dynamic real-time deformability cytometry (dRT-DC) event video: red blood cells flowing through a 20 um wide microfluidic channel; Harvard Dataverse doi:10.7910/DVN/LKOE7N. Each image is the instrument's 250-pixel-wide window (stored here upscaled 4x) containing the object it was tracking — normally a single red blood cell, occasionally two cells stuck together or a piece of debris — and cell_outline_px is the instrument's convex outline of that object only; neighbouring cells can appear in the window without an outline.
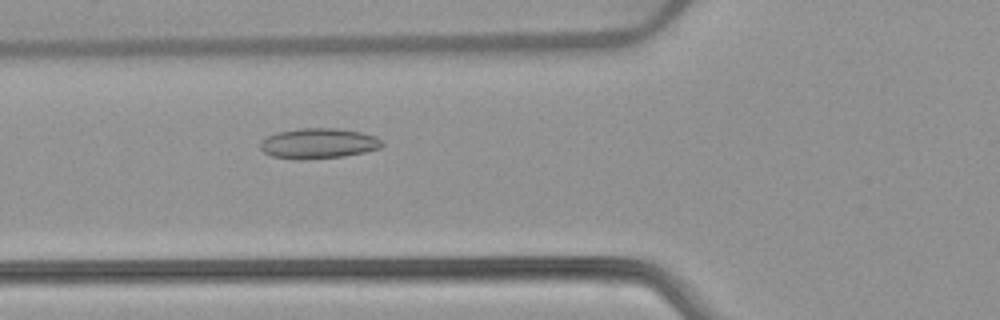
{"species": "common noctule bat (a hibernating species)", "species_latin": "Nyctalus noctula", "temperature_condition": "warm", "stored_images_in_passage": 53, "camera_frame_rate_fps": 3000, "um_per_image_px": 0.085, "animal": {"sex": "female", "body_mass_g": 22.7, "forearm_length_mm": 54.2}, "frame": {"image": 1, "passage_image": 20, "time_ms": 6.333, "image_size_px": [1000, 320], "cell_outline_px": [[384, 144], [380, 148], [364, 152], [344, 156], [304, 160], [296, 160], [272, 156], [264, 152], [260, 148], [260, 140], [276, 132], [300, 128], [340, 128], [360, 132], [376, 136], [384, 140]], "centroid_in_image_um": [27.07, 12.19], "position_along_channel_um": 98.7, "area_um2": 21.85}}
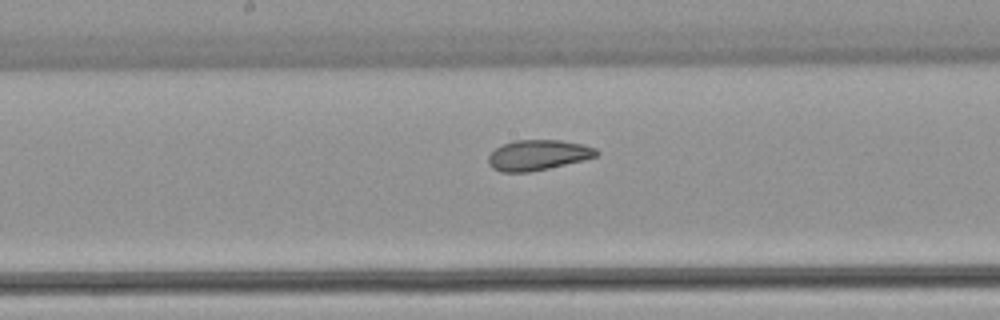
{"frame": {"image": 2, "passage_image": 28, "time_ms": 9.0, "image_size_px": [1000, 320], "cell_outline_px": [[600, 152], [596, 156], [584, 160], [548, 168], [528, 172], [500, 172], [492, 168], [488, 164], [488, 156], [496, 148], [504, 144], [516, 140], [560, 140], [584, 144], [596, 148]], "centroid_in_image_um": [45.74, 13.18], "position_along_channel_um": 202.5, "area_um2": 19.13}}
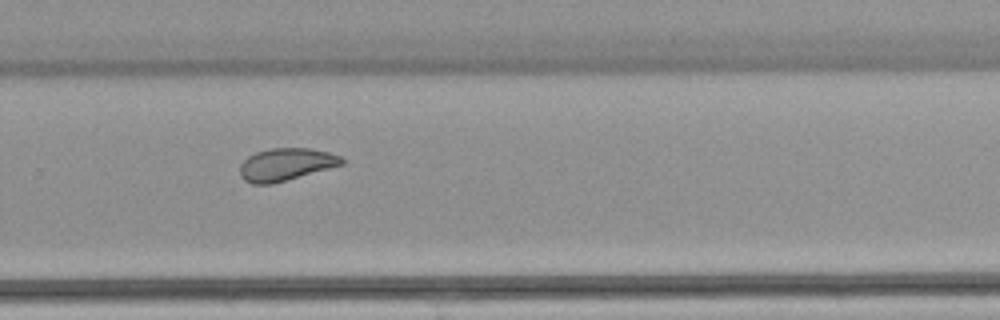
{"frame": {"image": 3, "passage_image": 36, "time_ms": 11.667, "image_size_px": [1000, 320], "cell_outline_px": [[344, 164], [272, 184], [252, 184], [244, 180], [240, 176], [240, 164], [248, 156], [256, 152], [272, 148], [308, 148], [328, 152], [344, 156]], "centroid_in_image_um": [24.31, 13.97], "position_along_channel_um": 305.5, "area_um2": 19.31}}